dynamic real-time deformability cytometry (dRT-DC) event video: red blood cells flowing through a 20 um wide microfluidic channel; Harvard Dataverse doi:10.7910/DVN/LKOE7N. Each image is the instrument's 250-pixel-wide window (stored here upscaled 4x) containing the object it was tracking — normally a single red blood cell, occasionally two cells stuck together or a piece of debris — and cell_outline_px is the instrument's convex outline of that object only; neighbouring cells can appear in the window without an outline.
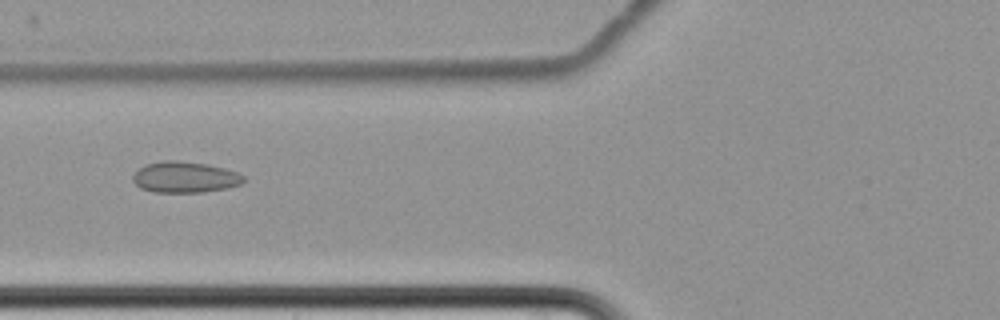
{"species": "common noctule bat (a hibernating species)", "species_latin": "Nyctalus noctula", "temperature_condition": "cold", "stored_images_in_passage": 12, "camera_frame_rate_fps": 3000, "um_per_image_px": 0.085, "animal": {"sex": "female", "body_mass_g": 22.7, "forearm_length_mm": 54.2}, "frame": {"image": 1, "passage_image": 7, "time_ms": 8.0, "image_size_px": [1000, 320], "cell_outline_px": [[248, 180], [240, 184], [228, 188], [204, 192], [152, 192], [140, 188], [132, 180], [132, 176], [144, 164], [160, 160], [176, 160], [208, 164], [224, 168], [236, 172], [244, 176]], "centroid_in_image_um": [15.72, 15.05], "position_along_channel_um": 110.1, "area_um2": 20.29}}
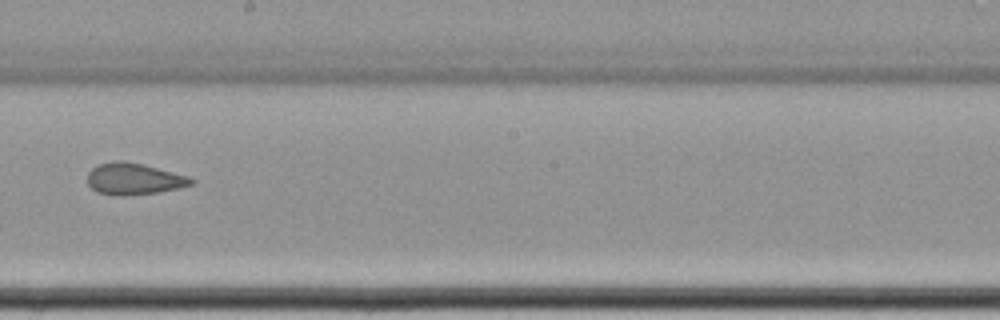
{"frame": {"image": 2, "passage_image": 10, "time_ms": 11.667, "image_size_px": [1000, 320], "cell_outline_px": [[196, 180], [192, 184], [180, 188], [160, 192], [124, 196], [116, 196], [96, 192], [88, 184], [88, 172], [92, 168], [100, 164], [116, 160], [124, 160], [188, 176]], "centroid_in_image_um": [11.37, 15.22], "position_along_channel_um": 236.8, "area_um2": 19.07}}
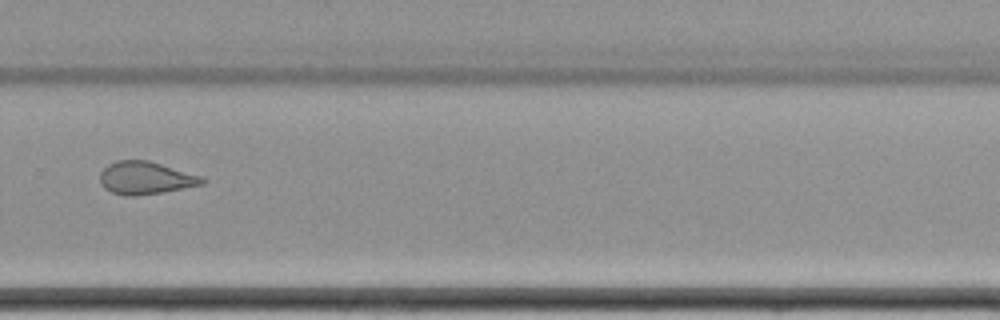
{"frame": {"image": 3, "passage_image": 12, "time_ms": 14.0, "image_size_px": [1000, 320], "cell_outline_px": [[208, 180], [204, 184], [164, 192], [136, 196], [124, 196], [112, 192], [104, 188], [100, 184], [100, 172], [108, 164], [116, 160], [148, 160], [204, 176]], "centroid_in_image_um": [12.4, 15.13], "position_along_channel_um": 317.4, "area_um2": 19.83}}